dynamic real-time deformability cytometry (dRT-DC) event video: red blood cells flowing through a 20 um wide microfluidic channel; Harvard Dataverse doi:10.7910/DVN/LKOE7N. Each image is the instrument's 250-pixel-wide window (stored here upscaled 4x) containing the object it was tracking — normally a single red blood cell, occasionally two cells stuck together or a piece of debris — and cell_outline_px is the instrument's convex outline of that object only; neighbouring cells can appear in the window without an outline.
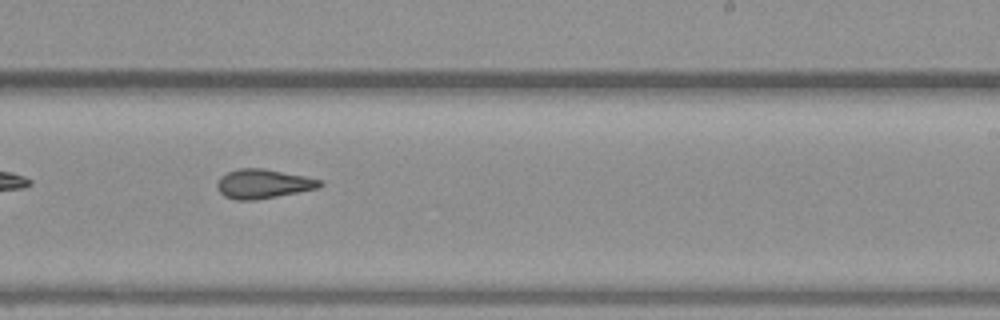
{"species": "common noctule bat (a hibernating species)", "species_latin": "Nyctalus noctula", "temperature_condition": "warm", "stored_images_in_passage": 37, "camera_frame_rate_fps": 3000, "um_per_image_px": 0.085, "animal": {"sex": "female", "body_mass_g": 19.3, "forearm_length_mm": 54.1}, "frame": {"image": 1, "passage_image": 16, "time_ms": 5.0, "image_size_px": [1000, 320], "cell_outline_px": [[324, 184], [316, 188], [256, 200], [236, 200], [224, 196], [216, 188], [216, 184], [220, 176], [228, 172], [240, 168], [264, 168], [324, 180]], "centroid_in_image_um": [22.34, 15.62], "position_along_channel_um": 266.7, "area_um2": 17.46}}
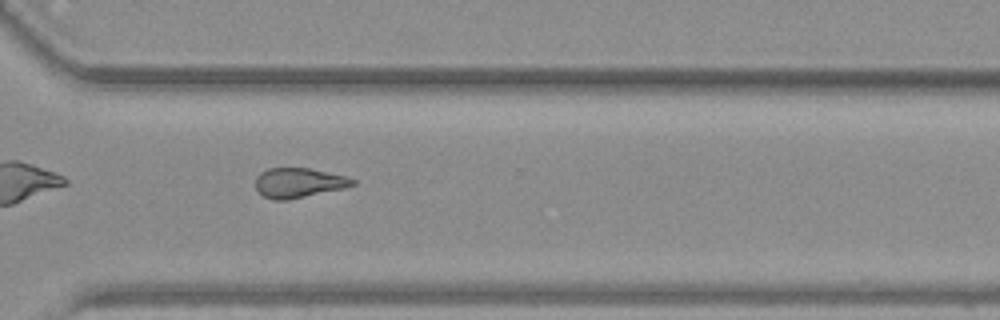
{"frame": {"image": 2, "passage_image": 22, "time_ms": 7.0, "image_size_px": [1000, 320], "cell_outline_px": [[356, 184], [344, 188], [288, 200], [272, 200], [264, 196], [256, 188], [256, 176], [260, 172], [268, 168], [308, 168], [348, 176], [356, 180]], "centroid_in_image_um": [25.4, 15.53], "position_along_channel_um": 345.2, "area_um2": 16.88}, "authors_computed_cell_mechanics": {"area_um2": 17.4556, "velocity_mm_per_s": 3.9303, "shape_relaxation_time_tau1_ms": null, "shape_relaxation_time_tau2_ms": 3.9786, "deformation_change_tau1": null, "deformation_change_tau2": 0.1098}}